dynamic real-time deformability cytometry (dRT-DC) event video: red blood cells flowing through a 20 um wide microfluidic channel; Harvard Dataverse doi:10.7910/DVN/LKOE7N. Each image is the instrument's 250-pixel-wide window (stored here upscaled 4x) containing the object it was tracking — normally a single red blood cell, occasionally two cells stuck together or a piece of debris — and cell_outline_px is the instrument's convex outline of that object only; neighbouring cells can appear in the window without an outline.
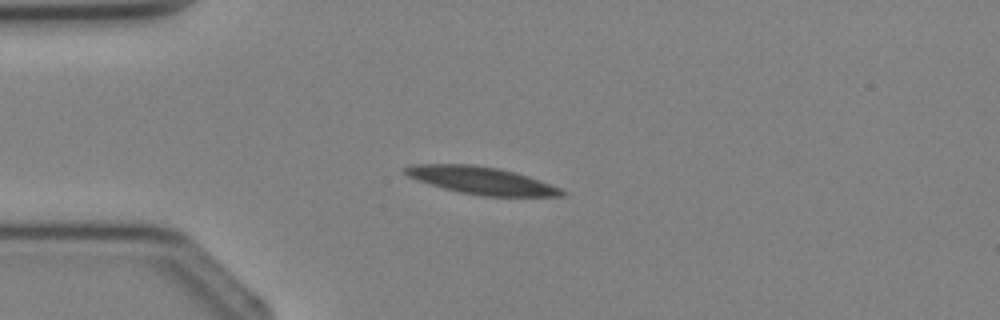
{"species": "Egyptian fruit bat (a non-hibernating species)", "species_latin": "Rousettus aegyptiacus", "temperature_condition": "cold", "stored_images_in_passage": 3, "camera_frame_rate_fps": 3000, "um_per_image_px": 0.085, "animal": {"sex": "female"}, "frame": {"image": 1, "passage_image": 2, "time_ms": 1.333, "image_size_px": [1000, 320], "cell_outline_px": [[568, 192], [564, 196], [484, 196], [460, 192], [444, 188], [416, 180], [408, 176], [404, 172], [404, 168], [412, 164], [472, 164], [500, 168], [528, 176], [540, 180], [560, 188]], "centroid_in_image_um": [40.93, 15.33], "position_along_channel_um": 44.1, "area_um2": 24.97}}
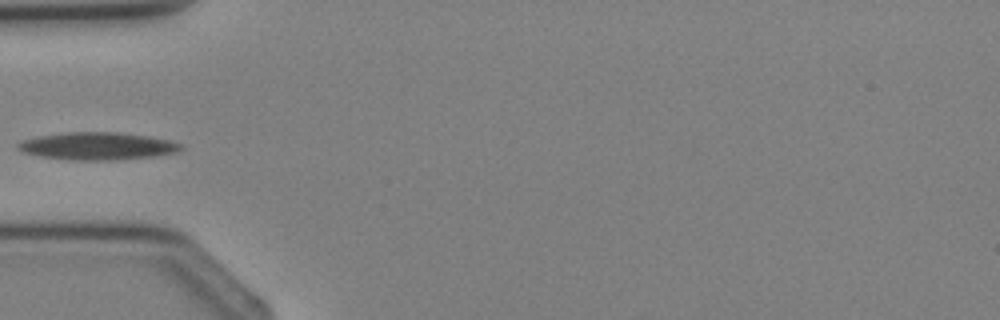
{"frame": {"image": 2, "passage_image": 3, "time_ms": 2.333, "image_size_px": [1000, 320], "cell_outline_px": [[184, 148], [176, 152], [152, 156], [116, 160], [68, 160], [40, 156], [24, 152], [16, 148], [16, 144], [20, 140], [40, 136], [68, 132], [120, 132], [148, 136], [168, 140], [180, 144]], "centroid_in_image_um": [8.24, 12.41], "position_along_channel_um": 76.8, "area_um2": 26.07}}